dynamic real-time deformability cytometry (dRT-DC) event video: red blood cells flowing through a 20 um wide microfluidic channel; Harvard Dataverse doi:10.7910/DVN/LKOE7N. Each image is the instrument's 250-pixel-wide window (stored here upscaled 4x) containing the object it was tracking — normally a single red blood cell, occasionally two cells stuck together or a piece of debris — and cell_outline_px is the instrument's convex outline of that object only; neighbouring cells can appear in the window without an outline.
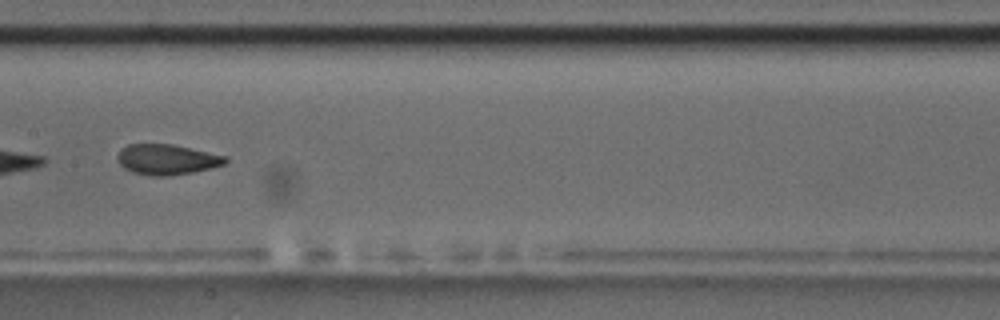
{"species": "common noctule bat (a hibernating species)", "species_latin": "Nyctalus noctula", "temperature_condition": "room temperature", "stored_images_in_passage": 26, "camera_frame_rate_fps": 3000, "um_per_image_px": 0.085, "animal": {"sex": "male", "body_mass_g": 17.5, "forearm_length_mm": 52.3}, "frame": {"image": 1, "passage_image": 12, "time_ms": 3.667, "image_size_px": [1000, 320], "cell_outline_px": [[228, 160], [224, 164], [212, 168], [192, 172], [168, 176], [152, 176], [132, 172], [124, 168], [120, 164], [116, 156], [120, 148], [128, 144], [172, 144], [228, 156]], "centroid_in_image_um": [14.17, 13.55], "position_along_channel_um": 193.2, "area_um2": 19.25}, "authors_computed_cell_mechanics": {"area_um2": 19.5653, "velocity_mm_per_s": 3.6718, "shape_relaxation_time_tau1_ms": null, "shape_relaxation_time_tau2_ms": 3.4671, "deformation_change_tau1": null, "deformation_change_tau2": 0.0811}}